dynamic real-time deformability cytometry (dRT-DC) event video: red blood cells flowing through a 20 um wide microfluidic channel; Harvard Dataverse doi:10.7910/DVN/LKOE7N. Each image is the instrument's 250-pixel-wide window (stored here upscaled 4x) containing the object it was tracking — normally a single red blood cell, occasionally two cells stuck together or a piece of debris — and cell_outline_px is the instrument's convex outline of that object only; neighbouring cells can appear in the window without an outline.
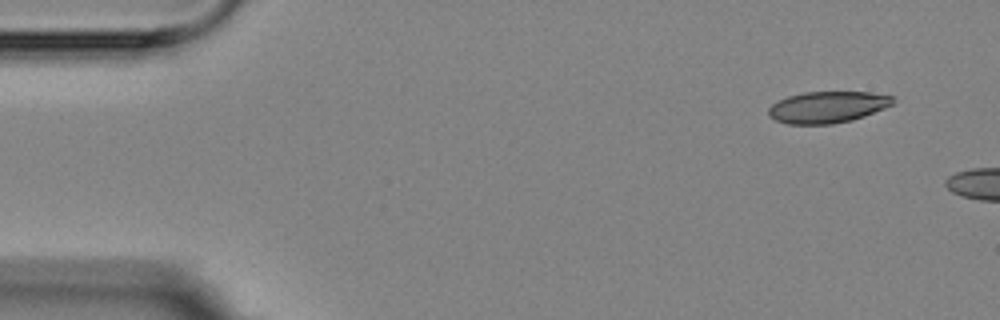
{"species": "Egyptian fruit bat (a non-hibernating species)", "species_latin": "Rousettus aegyptiacus", "temperature_condition": "room temperature", "stored_images_in_passage": 6, "camera_frame_rate_fps": 3000, "um_per_image_px": 0.085, "animal": {"sex": "female"}, "frame": {"image": 1, "passage_image": 1, "time_ms": 0.0, "image_size_px": [1000, 320], "cell_outline_px": [[896, 96], [892, 104], [884, 108], [864, 116], [852, 120], [832, 124], [788, 124], [776, 120], [768, 116], [768, 108], [772, 104], [788, 96], [804, 92], [872, 92]], "centroid_in_image_um": [70.35, 9.1], "position_along_channel_um": 14.7, "area_um2": 22.89}}
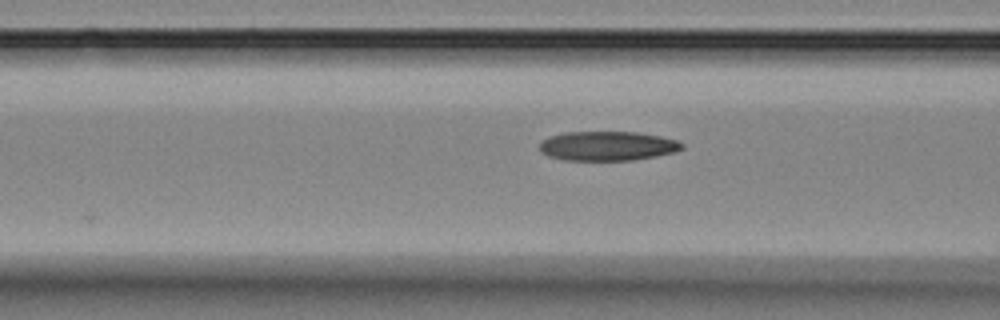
{"frame": {"image": 2, "passage_image": 6, "time_ms": 5.667, "image_size_px": [1000, 320], "cell_outline_px": [[684, 148], [676, 152], [656, 156], [632, 160], [564, 160], [548, 156], [540, 152], [540, 140], [548, 136], [564, 132], [636, 132], [660, 136], [676, 140], [684, 144]], "centroid_in_image_um": [51.61, 12.4], "position_along_channel_um": 115.0, "area_um2": 24.57}}